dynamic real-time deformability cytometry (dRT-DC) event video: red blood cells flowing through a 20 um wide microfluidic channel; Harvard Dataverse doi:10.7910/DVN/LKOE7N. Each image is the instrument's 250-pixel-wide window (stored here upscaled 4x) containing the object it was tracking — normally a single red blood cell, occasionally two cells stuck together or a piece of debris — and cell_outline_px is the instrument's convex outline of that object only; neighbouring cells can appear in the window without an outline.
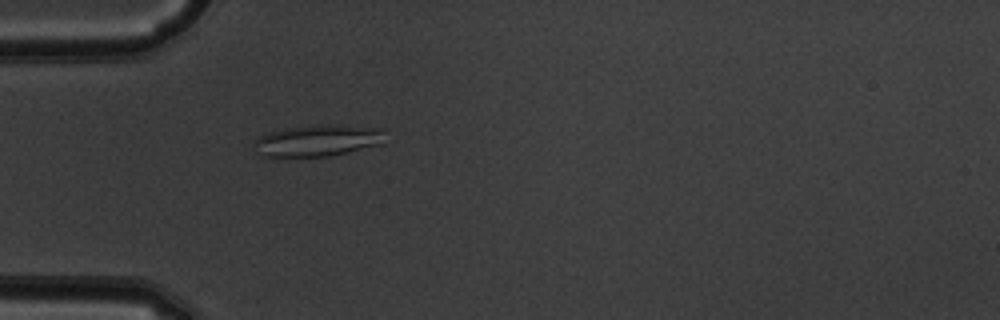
{"species": "common noctule bat (a hibernating species)", "species_latin": "Nyctalus noctula", "temperature_condition": "warm", "stored_images_in_passage": 36, "camera_frame_rate_fps": 3000, "um_per_image_px": 0.085, "animal": {"sex": "male", "body_mass_g": 19.5, "forearm_length_mm": 54.6}, "frame": {"image": 1, "passage_image": 1, "time_ms": 0.0, "image_size_px": [1000, 320], "cell_outline_px": [[384, 144], [332, 156], [260, 156], [256, 152], [252, 144], [260, 136], [268, 132], [284, 128], [332, 124], [336, 124], [384, 128]], "centroid_in_image_um": [27.05, 11.94], "position_along_channel_um": 58.0, "area_um2": 24.39}}
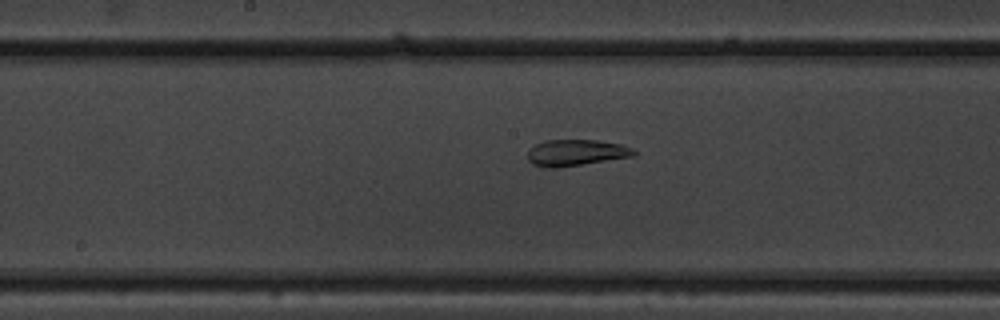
{"frame": {"image": 2, "passage_image": 12, "time_ms": 3.667, "image_size_px": [1000, 320], "cell_outline_px": [[636, 156], [560, 168], [544, 168], [532, 164], [528, 160], [528, 148], [536, 144], [548, 140], [596, 140], [620, 144], [632, 148], [636, 152]], "centroid_in_image_um": [48.95, 13.0], "position_along_channel_um": 199.3, "area_um2": 16.53}}
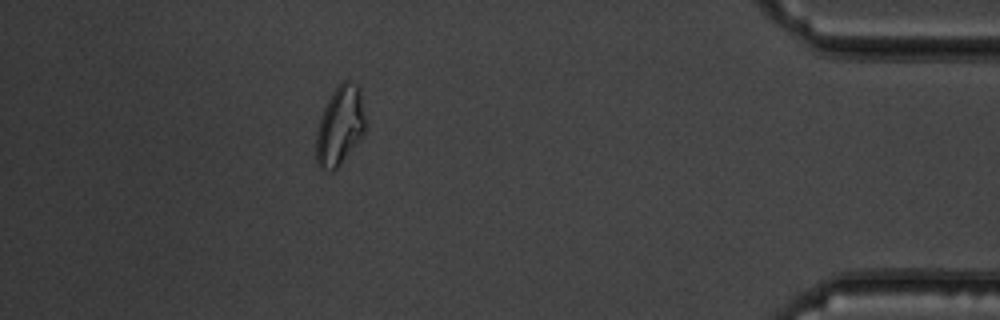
{"frame": {"image": 3, "passage_image": 31, "time_ms": 10.0, "image_size_px": [1000, 320], "cell_outline_px": [[368, 124], [360, 140], [340, 164], [332, 172], [320, 168], [316, 164], [316, 132], [320, 116], [332, 92], [344, 80], [348, 80], [356, 84], [360, 88]], "centroid_in_image_um": [28.92, 10.69], "position_along_channel_um": 406.3, "area_um2": 23.12}, "authors_computed_cell_mechanics": {"area_um2": 17.7157, "velocity_mm_per_s": 3.9892, "shape_relaxation_time_tau1_ms": null, "shape_relaxation_time_tau2_ms": 2.4038, "deformation_change_tau1": null, "deformation_change_tau2": 0.1019}}